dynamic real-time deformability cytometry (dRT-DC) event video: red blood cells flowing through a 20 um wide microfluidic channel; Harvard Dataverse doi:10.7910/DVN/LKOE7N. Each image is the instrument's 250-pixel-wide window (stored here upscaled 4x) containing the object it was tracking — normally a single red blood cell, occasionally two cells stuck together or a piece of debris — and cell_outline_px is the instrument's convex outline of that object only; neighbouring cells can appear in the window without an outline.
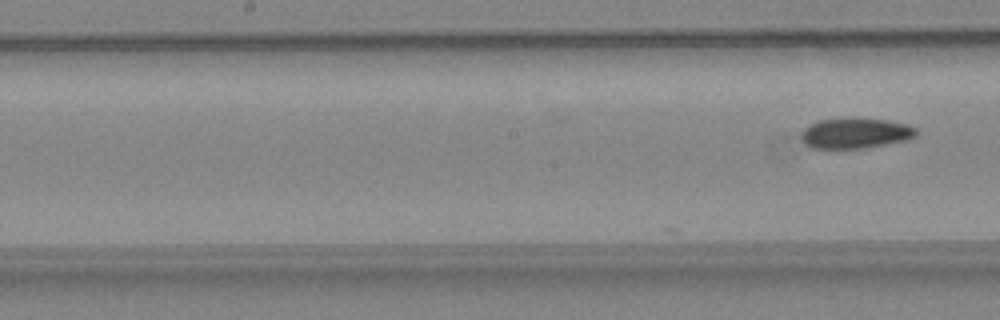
{"species": "common noctule bat (a hibernating species)", "species_latin": "Nyctalus noctula", "temperature_condition": "warm", "stored_images_in_passage": 9, "camera_frame_rate_fps": 3000, "um_per_image_px": 0.085, "animal": {"sex": "female", "body_mass_g": 24.6, "forearm_length_mm": 56.2}, "frame": {"image": 1, "passage_image": 9, "time_ms": 2.667, "image_size_px": [1000, 320], "cell_outline_px": [[916, 136], [904, 140], [864, 148], [812, 148], [804, 144], [800, 136], [800, 132], [808, 124], [820, 120], [852, 116], [856, 116], [884, 120], [908, 124], [916, 128]], "centroid_in_image_um": [72.64, 11.29], "position_along_channel_um": 175.6, "area_um2": 20.75}}